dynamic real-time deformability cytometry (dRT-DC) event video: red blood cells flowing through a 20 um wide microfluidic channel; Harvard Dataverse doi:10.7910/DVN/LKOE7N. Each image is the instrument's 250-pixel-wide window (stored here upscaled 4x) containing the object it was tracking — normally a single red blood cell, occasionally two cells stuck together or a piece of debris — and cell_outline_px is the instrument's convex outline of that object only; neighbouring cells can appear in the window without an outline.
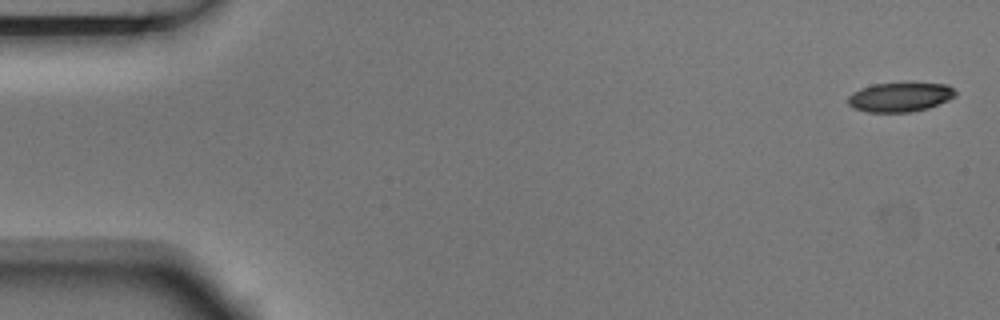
{"species": "Egyptian fruit bat (a non-hibernating species)", "species_latin": "Rousettus aegyptiacus", "temperature_condition": "room temperature", "stored_images_in_passage": 5, "camera_frame_rate_fps": 3000, "um_per_image_px": 0.085, "animal": {"sex": "male"}, "frame": {"image": 1, "passage_image": 1, "time_ms": 0.0, "image_size_px": [1000, 320], "cell_outline_px": [[956, 96], [948, 100], [928, 108], [912, 112], [868, 112], [856, 108], [848, 104], [848, 96], [852, 92], [860, 88], [872, 84], [948, 84], [956, 92]], "centroid_in_image_um": [76.49, 8.26], "position_along_channel_um": 8.5, "area_um2": 18.09}}
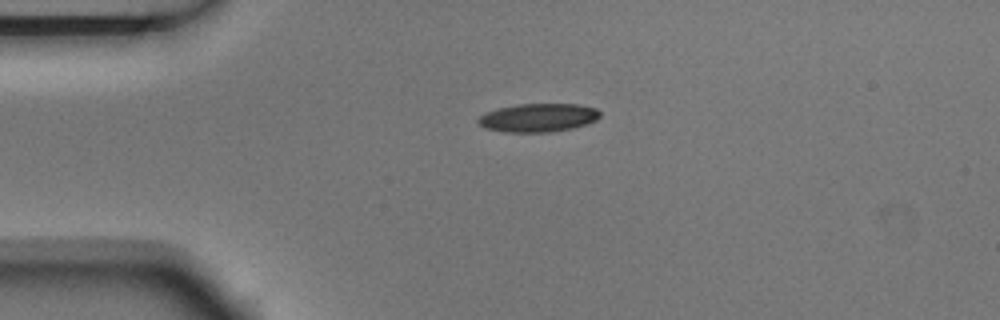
{"frame": {"image": 2, "passage_image": 4, "time_ms": 1.0, "image_size_px": [1000, 320], "cell_outline_px": [[600, 116], [596, 120], [588, 124], [572, 128], [548, 132], [504, 132], [484, 128], [476, 120], [484, 112], [496, 108], [516, 104], [580, 104], [596, 108], [600, 112]], "centroid_in_image_um": [45.73, 9.99], "position_along_channel_um": 39.3, "area_um2": 20.4}}